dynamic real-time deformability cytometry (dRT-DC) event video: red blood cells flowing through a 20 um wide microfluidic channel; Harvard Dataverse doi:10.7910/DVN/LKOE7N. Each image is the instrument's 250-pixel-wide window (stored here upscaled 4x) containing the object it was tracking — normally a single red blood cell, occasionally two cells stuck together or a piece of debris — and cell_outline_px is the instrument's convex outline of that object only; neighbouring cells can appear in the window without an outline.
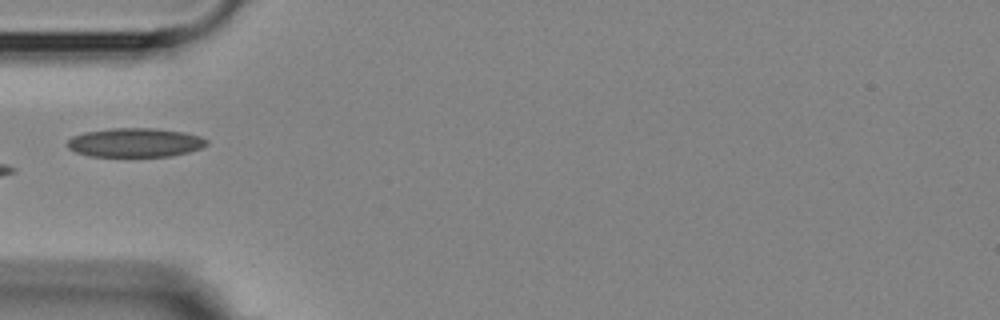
{"species": "Egyptian fruit bat (a non-hibernating species)", "species_latin": "Rousettus aegyptiacus", "temperature_condition": "room temperature", "stored_images_in_passage": 5, "camera_frame_rate_fps": 3000, "um_per_image_px": 0.085, "animal": {"sex": "female"}, "frame": {"image": 1, "passage_image": 4, "time_ms": 3.333, "image_size_px": [1000, 320], "cell_outline_px": [[208, 144], [200, 148], [188, 152], [172, 156], [88, 156], [76, 152], [68, 148], [68, 140], [72, 136], [84, 132], [112, 128], [156, 128], [184, 132], [200, 136], [208, 140]], "centroid_in_image_um": [11.49, 12.11], "position_along_channel_um": 73.5, "area_um2": 23.58}}